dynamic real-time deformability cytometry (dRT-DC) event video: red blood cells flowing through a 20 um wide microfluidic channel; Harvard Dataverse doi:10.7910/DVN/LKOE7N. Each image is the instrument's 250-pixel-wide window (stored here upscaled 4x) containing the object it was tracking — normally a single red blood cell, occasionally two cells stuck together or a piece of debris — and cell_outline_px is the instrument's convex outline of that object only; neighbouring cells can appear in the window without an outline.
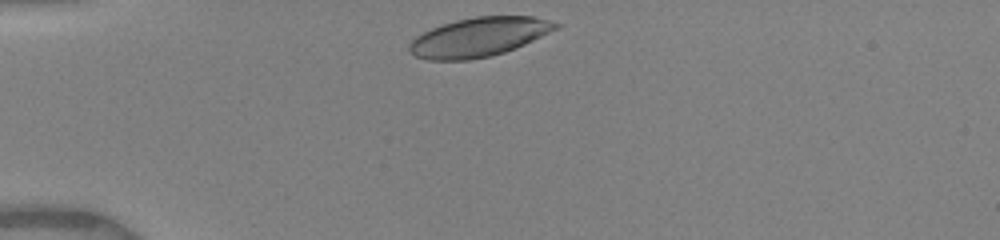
{"species": "human", "species_latin": "Homo sapiens", "temperature_condition": "warm", "stored_images_in_passage": 10, "camera_frame_rate_fps": 3000, "um_per_image_px": 0.085, "donor": {"sex": "female"}, "frame": {"image": 1, "passage_image": 1, "time_ms": 0.0, "image_size_px": [1000, 240], "cell_outline_px": [[564, 24], [560, 28], [524, 44], [504, 52], [488, 56], [468, 60], [428, 60], [416, 56], [408, 52], [408, 44], [416, 36], [432, 28], [456, 20], [476, 16], [532, 16]], "centroid_in_image_um": [40.72, 3.14], "position_along_channel_um": 44.3, "area_um2": 33.29}}